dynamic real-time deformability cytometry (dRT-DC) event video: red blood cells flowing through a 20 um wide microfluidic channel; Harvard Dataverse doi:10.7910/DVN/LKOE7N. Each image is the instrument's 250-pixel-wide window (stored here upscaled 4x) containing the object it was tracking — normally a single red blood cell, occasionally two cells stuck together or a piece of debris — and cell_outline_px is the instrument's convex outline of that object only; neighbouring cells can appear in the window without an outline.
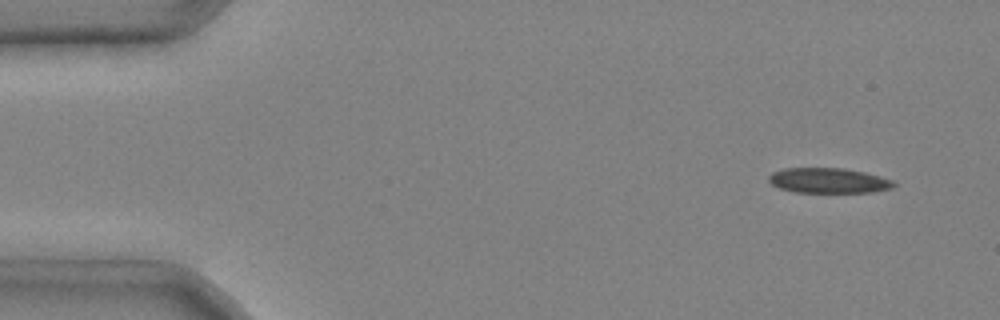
{"species": "common noctule bat (a hibernating species)", "species_latin": "Nyctalus noctula", "temperature_condition": "cold", "stored_images_in_passage": 8, "camera_frame_rate_fps": 3000, "um_per_image_px": 0.085, "animal": {"sex": "male", "body_mass_g": 20.4}, "frame": {"image": 1, "passage_image": 1, "time_ms": 0.0, "image_size_px": [1000, 320], "cell_outline_px": [[896, 184], [892, 188], [872, 192], [796, 192], [780, 188], [772, 184], [768, 180], [768, 176], [772, 172], [784, 168], [844, 168], [864, 172], [892, 180]], "centroid_in_image_um": [70.4, 15.34], "position_along_channel_um": 14.6, "area_um2": 18.21}}
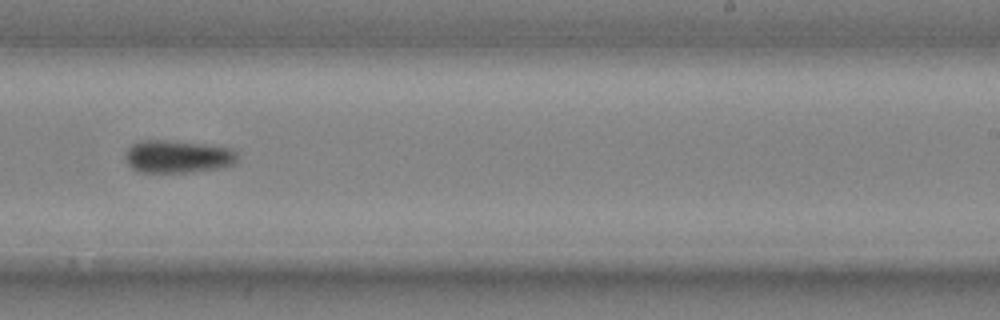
{"frame": {"image": 2, "passage_image": 8, "time_ms": 2.333, "image_size_px": [1000, 320], "cell_outline_px": [[240, 156], [236, 164], [224, 168], [192, 172], [136, 172], [128, 164], [124, 156], [128, 148], [132, 144], [140, 140], [168, 140], [232, 148]], "centroid_in_image_um": [15.14, 13.32], "position_along_channel_um": 273.9, "area_um2": 21.73}}